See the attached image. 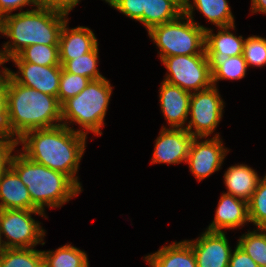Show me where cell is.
I'll list each match as a JSON object with an SVG mask.
<instances>
[{"label": "cell", "mask_w": 266, "mask_h": 267, "mask_svg": "<svg viewBox=\"0 0 266 267\" xmlns=\"http://www.w3.org/2000/svg\"><path fill=\"white\" fill-rule=\"evenodd\" d=\"M87 135L60 124L30 130L17 139L19 150L30 160L69 176L82 190L78 169L84 156Z\"/></svg>", "instance_id": "6da1fadb"}, {"label": "cell", "mask_w": 266, "mask_h": 267, "mask_svg": "<svg viewBox=\"0 0 266 267\" xmlns=\"http://www.w3.org/2000/svg\"><path fill=\"white\" fill-rule=\"evenodd\" d=\"M67 20L68 13L41 6L2 17L0 34L10 39L0 49L3 63L30 45H59L61 29Z\"/></svg>", "instance_id": "7a4b0ae2"}, {"label": "cell", "mask_w": 266, "mask_h": 267, "mask_svg": "<svg viewBox=\"0 0 266 267\" xmlns=\"http://www.w3.org/2000/svg\"><path fill=\"white\" fill-rule=\"evenodd\" d=\"M8 124L17 140L24 133L62 124L58 98L16 83L7 74Z\"/></svg>", "instance_id": "3957f363"}, {"label": "cell", "mask_w": 266, "mask_h": 267, "mask_svg": "<svg viewBox=\"0 0 266 267\" xmlns=\"http://www.w3.org/2000/svg\"><path fill=\"white\" fill-rule=\"evenodd\" d=\"M13 154L10 167L26 185L32 203L41 211L45 208H61L82 189L66 174L38 164L19 150ZM17 154V155H16Z\"/></svg>", "instance_id": "277c9868"}, {"label": "cell", "mask_w": 266, "mask_h": 267, "mask_svg": "<svg viewBox=\"0 0 266 267\" xmlns=\"http://www.w3.org/2000/svg\"><path fill=\"white\" fill-rule=\"evenodd\" d=\"M112 91L113 86L106 77L91 80L78 95L61 105L62 124L85 135L91 132L101 136ZM74 124L80 128L70 127Z\"/></svg>", "instance_id": "5b68a950"}, {"label": "cell", "mask_w": 266, "mask_h": 267, "mask_svg": "<svg viewBox=\"0 0 266 267\" xmlns=\"http://www.w3.org/2000/svg\"><path fill=\"white\" fill-rule=\"evenodd\" d=\"M207 28L183 13L176 20L155 26L147 33L158 48L161 61L168 56L206 54Z\"/></svg>", "instance_id": "8992f818"}, {"label": "cell", "mask_w": 266, "mask_h": 267, "mask_svg": "<svg viewBox=\"0 0 266 267\" xmlns=\"http://www.w3.org/2000/svg\"><path fill=\"white\" fill-rule=\"evenodd\" d=\"M48 218L41 210H0V240L2 248H35L45 245L46 230L32 215ZM6 240H5V239Z\"/></svg>", "instance_id": "52a82bcc"}, {"label": "cell", "mask_w": 266, "mask_h": 267, "mask_svg": "<svg viewBox=\"0 0 266 267\" xmlns=\"http://www.w3.org/2000/svg\"><path fill=\"white\" fill-rule=\"evenodd\" d=\"M161 62L167 72L164 81L190 93L212 86V74L206 54L164 57Z\"/></svg>", "instance_id": "ba28073f"}, {"label": "cell", "mask_w": 266, "mask_h": 267, "mask_svg": "<svg viewBox=\"0 0 266 267\" xmlns=\"http://www.w3.org/2000/svg\"><path fill=\"white\" fill-rule=\"evenodd\" d=\"M219 89H208L191 93L188 122L185 129L193 137H209L215 134L223 117L225 107Z\"/></svg>", "instance_id": "9c48e42d"}, {"label": "cell", "mask_w": 266, "mask_h": 267, "mask_svg": "<svg viewBox=\"0 0 266 267\" xmlns=\"http://www.w3.org/2000/svg\"><path fill=\"white\" fill-rule=\"evenodd\" d=\"M204 139V140H203ZM229 149L224 146L219 133L212 138L194 137L186 164L198 182L210 177L222 168Z\"/></svg>", "instance_id": "30bf717a"}, {"label": "cell", "mask_w": 266, "mask_h": 267, "mask_svg": "<svg viewBox=\"0 0 266 267\" xmlns=\"http://www.w3.org/2000/svg\"><path fill=\"white\" fill-rule=\"evenodd\" d=\"M13 63L18 68L16 72L6 66L2 68L16 83L57 97L62 66H42L30 62Z\"/></svg>", "instance_id": "8fae6325"}, {"label": "cell", "mask_w": 266, "mask_h": 267, "mask_svg": "<svg viewBox=\"0 0 266 267\" xmlns=\"http://www.w3.org/2000/svg\"><path fill=\"white\" fill-rule=\"evenodd\" d=\"M155 140L151 164L185 163L194 137L186 129L168 128L163 125Z\"/></svg>", "instance_id": "7c38bea8"}, {"label": "cell", "mask_w": 266, "mask_h": 267, "mask_svg": "<svg viewBox=\"0 0 266 267\" xmlns=\"http://www.w3.org/2000/svg\"><path fill=\"white\" fill-rule=\"evenodd\" d=\"M204 231L196 239L186 240L192 246L197 267H228L232 248L227 232Z\"/></svg>", "instance_id": "4fadbf2b"}, {"label": "cell", "mask_w": 266, "mask_h": 267, "mask_svg": "<svg viewBox=\"0 0 266 267\" xmlns=\"http://www.w3.org/2000/svg\"><path fill=\"white\" fill-rule=\"evenodd\" d=\"M233 30H235V24L218 27L216 34L213 29L205 30V52L211 74L229 57L243 54L245 38L242 35L237 37L236 33H232Z\"/></svg>", "instance_id": "5bb4252c"}, {"label": "cell", "mask_w": 266, "mask_h": 267, "mask_svg": "<svg viewBox=\"0 0 266 267\" xmlns=\"http://www.w3.org/2000/svg\"><path fill=\"white\" fill-rule=\"evenodd\" d=\"M159 88L160 108L169 124L168 127L185 129L189 116L191 93L164 80Z\"/></svg>", "instance_id": "9a60e30c"}, {"label": "cell", "mask_w": 266, "mask_h": 267, "mask_svg": "<svg viewBox=\"0 0 266 267\" xmlns=\"http://www.w3.org/2000/svg\"><path fill=\"white\" fill-rule=\"evenodd\" d=\"M215 210L213 221L206 230L225 232L240 229L249 222L248 202L231 194L222 193Z\"/></svg>", "instance_id": "2e32d148"}, {"label": "cell", "mask_w": 266, "mask_h": 267, "mask_svg": "<svg viewBox=\"0 0 266 267\" xmlns=\"http://www.w3.org/2000/svg\"><path fill=\"white\" fill-rule=\"evenodd\" d=\"M68 23L69 20L64 23L59 38V61L61 66L66 61L74 59V57L91 52L99 43L95 33L90 28L85 26L69 28Z\"/></svg>", "instance_id": "e0dca14e"}, {"label": "cell", "mask_w": 266, "mask_h": 267, "mask_svg": "<svg viewBox=\"0 0 266 267\" xmlns=\"http://www.w3.org/2000/svg\"><path fill=\"white\" fill-rule=\"evenodd\" d=\"M4 209L39 210L32 203L26 185L11 167L0 178V210Z\"/></svg>", "instance_id": "ac0fdd59"}, {"label": "cell", "mask_w": 266, "mask_h": 267, "mask_svg": "<svg viewBox=\"0 0 266 267\" xmlns=\"http://www.w3.org/2000/svg\"><path fill=\"white\" fill-rule=\"evenodd\" d=\"M149 267H197L192 246L186 241H173L143 257Z\"/></svg>", "instance_id": "d6986e66"}, {"label": "cell", "mask_w": 266, "mask_h": 267, "mask_svg": "<svg viewBox=\"0 0 266 267\" xmlns=\"http://www.w3.org/2000/svg\"><path fill=\"white\" fill-rule=\"evenodd\" d=\"M183 3L184 14L194 22V11L197 10L217 28L235 24L228 0H184Z\"/></svg>", "instance_id": "ffe728a7"}, {"label": "cell", "mask_w": 266, "mask_h": 267, "mask_svg": "<svg viewBox=\"0 0 266 267\" xmlns=\"http://www.w3.org/2000/svg\"><path fill=\"white\" fill-rule=\"evenodd\" d=\"M223 177L227 189L225 193L247 202L251 199L261 178L255 169L239 163L228 167Z\"/></svg>", "instance_id": "44dd1931"}, {"label": "cell", "mask_w": 266, "mask_h": 267, "mask_svg": "<svg viewBox=\"0 0 266 267\" xmlns=\"http://www.w3.org/2000/svg\"><path fill=\"white\" fill-rule=\"evenodd\" d=\"M184 0H146L143 16L138 21L150 31L153 27L176 20L184 13Z\"/></svg>", "instance_id": "7402d4cb"}, {"label": "cell", "mask_w": 266, "mask_h": 267, "mask_svg": "<svg viewBox=\"0 0 266 267\" xmlns=\"http://www.w3.org/2000/svg\"><path fill=\"white\" fill-rule=\"evenodd\" d=\"M44 267H89L85 251L71 244H65L55 250H42Z\"/></svg>", "instance_id": "603a6c76"}, {"label": "cell", "mask_w": 266, "mask_h": 267, "mask_svg": "<svg viewBox=\"0 0 266 267\" xmlns=\"http://www.w3.org/2000/svg\"><path fill=\"white\" fill-rule=\"evenodd\" d=\"M12 62H30L42 66H61L59 45L34 44L25 47L16 56L8 59Z\"/></svg>", "instance_id": "cb8c5ba5"}, {"label": "cell", "mask_w": 266, "mask_h": 267, "mask_svg": "<svg viewBox=\"0 0 266 267\" xmlns=\"http://www.w3.org/2000/svg\"><path fill=\"white\" fill-rule=\"evenodd\" d=\"M0 267H44L43 253L36 248H1Z\"/></svg>", "instance_id": "d4e9b609"}, {"label": "cell", "mask_w": 266, "mask_h": 267, "mask_svg": "<svg viewBox=\"0 0 266 267\" xmlns=\"http://www.w3.org/2000/svg\"><path fill=\"white\" fill-rule=\"evenodd\" d=\"M237 245L243 249L259 267H266V229L255 228L242 234Z\"/></svg>", "instance_id": "484cf974"}, {"label": "cell", "mask_w": 266, "mask_h": 267, "mask_svg": "<svg viewBox=\"0 0 266 267\" xmlns=\"http://www.w3.org/2000/svg\"><path fill=\"white\" fill-rule=\"evenodd\" d=\"M99 44L91 51L82 56L74 57L72 60L66 61L62 65V69L66 72L81 75L90 80L104 78L99 72Z\"/></svg>", "instance_id": "4316f807"}, {"label": "cell", "mask_w": 266, "mask_h": 267, "mask_svg": "<svg viewBox=\"0 0 266 267\" xmlns=\"http://www.w3.org/2000/svg\"><path fill=\"white\" fill-rule=\"evenodd\" d=\"M249 222L255 228L266 229V174L261 177L256 190L248 201Z\"/></svg>", "instance_id": "83f0119b"}, {"label": "cell", "mask_w": 266, "mask_h": 267, "mask_svg": "<svg viewBox=\"0 0 266 267\" xmlns=\"http://www.w3.org/2000/svg\"><path fill=\"white\" fill-rule=\"evenodd\" d=\"M247 69L243 54L229 57L212 73V85L217 87L220 80H241L246 76Z\"/></svg>", "instance_id": "f1b7e54d"}, {"label": "cell", "mask_w": 266, "mask_h": 267, "mask_svg": "<svg viewBox=\"0 0 266 267\" xmlns=\"http://www.w3.org/2000/svg\"><path fill=\"white\" fill-rule=\"evenodd\" d=\"M243 57L248 68L266 66V38L259 35L247 37L243 44Z\"/></svg>", "instance_id": "f546056e"}, {"label": "cell", "mask_w": 266, "mask_h": 267, "mask_svg": "<svg viewBox=\"0 0 266 267\" xmlns=\"http://www.w3.org/2000/svg\"><path fill=\"white\" fill-rule=\"evenodd\" d=\"M90 81L87 77L72 74L62 69L57 95L59 103L62 105L69 98L78 95Z\"/></svg>", "instance_id": "4dcf8cb0"}, {"label": "cell", "mask_w": 266, "mask_h": 267, "mask_svg": "<svg viewBox=\"0 0 266 267\" xmlns=\"http://www.w3.org/2000/svg\"><path fill=\"white\" fill-rule=\"evenodd\" d=\"M0 139H15L9 129L7 108V73L0 71Z\"/></svg>", "instance_id": "1f68e13d"}, {"label": "cell", "mask_w": 266, "mask_h": 267, "mask_svg": "<svg viewBox=\"0 0 266 267\" xmlns=\"http://www.w3.org/2000/svg\"><path fill=\"white\" fill-rule=\"evenodd\" d=\"M111 8L121 12L126 17L139 21L143 16L146 0H104Z\"/></svg>", "instance_id": "d6a6232c"}, {"label": "cell", "mask_w": 266, "mask_h": 267, "mask_svg": "<svg viewBox=\"0 0 266 267\" xmlns=\"http://www.w3.org/2000/svg\"><path fill=\"white\" fill-rule=\"evenodd\" d=\"M17 147L18 145L16 139H0V178L10 167L11 158L16 152L15 149Z\"/></svg>", "instance_id": "836d02e7"}, {"label": "cell", "mask_w": 266, "mask_h": 267, "mask_svg": "<svg viewBox=\"0 0 266 267\" xmlns=\"http://www.w3.org/2000/svg\"><path fill=\"white\" fill-rule=\"evenodd\" d=\"M26 6H30L33 9L40 5L38 0H0V19L18 9L20 12L24 11L22 9Z\"/></svg>", "instance_id": "e575fe53"}, {"label": "cell", "mask_w": 266, "mask_h": 267, "mask_svg": "<svg viewBox=\"0 0 266 267\" xmlns=\"http://www.w3.org/2000/svg\"><path fill=\"white\" fill-rule=\"evenodd\" d=\"M228 267H259V265L236 244V247L231 252Z\"/></svg>", "instance_id": "d590c367"}, {"label": "cell", "mask_w": 266, "mask_h": 267, "mask_svg": "<svg viewBox=\"0 0 266 267\" xmlns=\"http://www.w3.org/2000/svg\"><path fill=\"white\" fill-rule=\"evenodd\" d=\"M38 2L41 7L56 9L69 14L81 0H38Z\"/></svg>", "instance_id": "8d00e7d4"}, {"label": "cell", "mask_w": 266, "mask_h": 267, "mask_svg": "<svg viewBox=\"0 0 266 267\" xmlns=\"http://www.w3.org/2000/svg\"><path fill=\"white\" fill-rule=\"evenodd\" d=\"M251 14L261 13L266 15V0H251Z\"/></svg>", "instance_id": "74e56055"}, {"label": "cell", "mask_w": 266, "mask_h": 267, "mask_svg": "<svg viewBox=\"0 0 266 267\" xmlns=\"http://www.w3.org/2000/svg\"><path fill=\"white\" fill-rule=\"evenodd\" d=\"M3 64H4V63H3L2 59H1V56H0V66H3V67H4Z\"/></svg>", "instance_id": "f35d334b"}]
</instances>
